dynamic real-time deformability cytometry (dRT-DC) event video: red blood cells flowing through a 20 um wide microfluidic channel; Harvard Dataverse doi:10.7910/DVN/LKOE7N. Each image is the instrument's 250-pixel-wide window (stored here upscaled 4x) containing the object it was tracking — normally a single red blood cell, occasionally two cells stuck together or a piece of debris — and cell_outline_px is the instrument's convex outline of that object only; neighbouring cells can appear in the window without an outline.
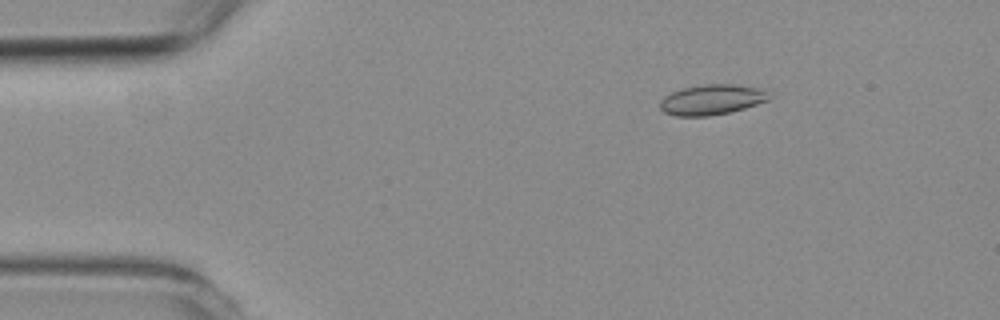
{"species": "common noctule bat (a hibernating species)", "species_latin": "Nyctalus noctula", "temperature_condition": "room temperature", "stored_images_in_passage": 56, "camera_frame_rate_fps": 3000, "um_per_image_px": 0.085, "animal": {"sex": "female", "body_mass_g": 19.3, "forearm_length_mm": 54.1}, "frame": {"image": 1, "passage_image": 9, "time_ms": 2.667, "image_size_px": [1000, 320], "cell_outline_px": [[772, 96], [768, 100], [744, 108], [728, 112], [708, 116], [676, 116], [664, 112], [660, 108], [660, 100], [664, 96], [672, 92], [684, 88], [704, 84], [732, 84], [756, 88]], "centroid_in_image_um": [60.45, 8.48], "position_along_channel_um": 24.6, "area_um2": 18.9}}
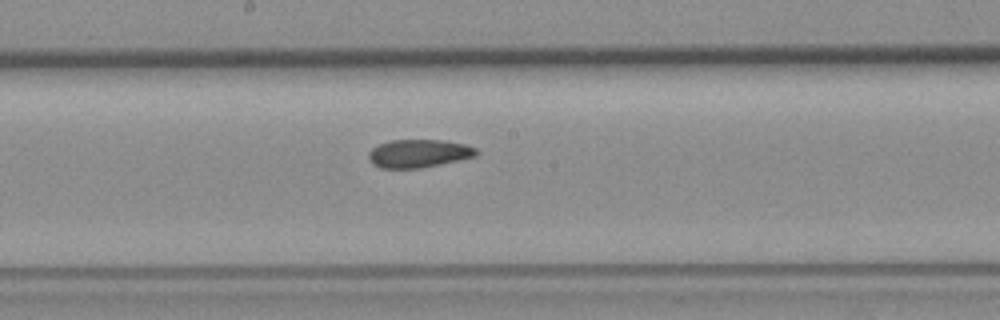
{"frame": {"image": 2, "passage_image": 30, "time_ms": 9.667, "image_size_px": [1000, 320], "cell_outline_px": [[480, 152], [476, 156], [440, 164], [420, 168], [380, 168], [372, 164], [368, 160], [368, 152], [372, 148], [380, 144], [392, 140], [440, 140], [464, 144], [476, 148]], "centroid_in_image_um": [35.57, 13.05], "position_along_channel_um": 212.6, "area_um2": 17.63}}
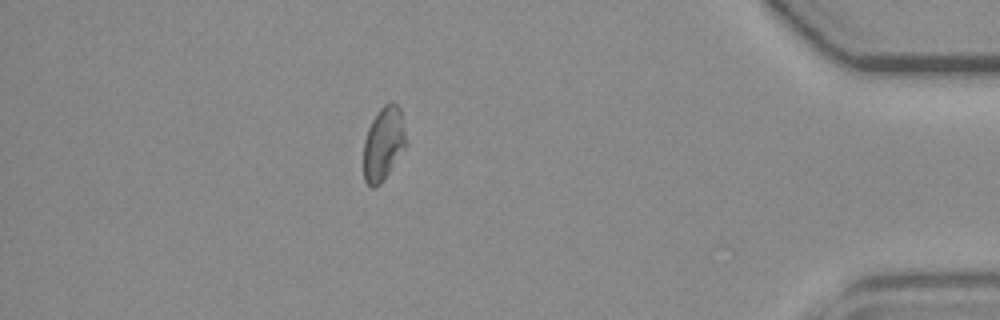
{"frame": {"image": 3, "passage_image": 49, "time_ms": 16.0, "image_size_px": [1000, 320], "cell_outline_px": [[408, 144], [384, 180], [380, 184], [372, 188], [364, 180], [364, 140], [368, 128], [372, 120], [380, 108], [384, 104], [396, 104], [400, 108]], "centroid_in_image_um": [32.61, 12.23], "position_along_channel_um": 402.6, "area_um2": 18.26}, "authors_computed_cell_mechanics": {"area_um2": 18.6405, "velocity_mm_per_s": 3.7571, "shape_relaxation_time_tau1_ms": null, "shape_relaxation_time_tau2_ms": 3.0555, "deformation_change_tau1": null, "deformation_change_tau2": 0.0781}}